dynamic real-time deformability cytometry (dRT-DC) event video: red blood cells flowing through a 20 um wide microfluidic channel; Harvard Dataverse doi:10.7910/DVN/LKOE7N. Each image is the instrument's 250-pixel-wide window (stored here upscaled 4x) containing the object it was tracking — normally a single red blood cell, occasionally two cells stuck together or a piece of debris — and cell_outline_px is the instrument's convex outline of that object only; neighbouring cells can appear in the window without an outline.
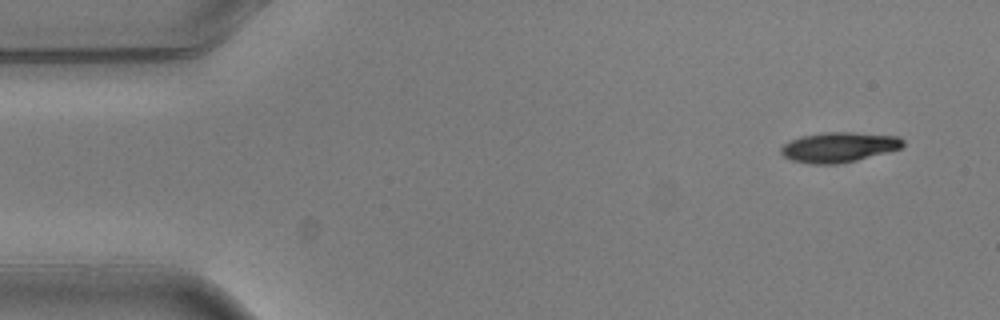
{"species": "common noctule bat (a hibernating species)", "species_latin": "Nyctalus noctula", "temperature_condition": "warm", "stored_images_in_passage": 4, "camera_frame_rate_fps": 3000, "um_per_image_px": 0.085, "animal": {"sex": "male", "body_mass_g": 20.5, "forearm_length_mm": 52.5}, "frame": {"image": 1, "passage_image": 1, "time_ms": 0.0, "image_size_px": [1000, 320], "cell_outline_px": [[904, 144], [900, 148], [856, 160], [836, 164], [812, 164], [792, 160], [784, 156], [780, 152], [780, 148], [784, 144], [800, 136], [824, 132], [852, 132], [900, 136], [904, 140]], "centroid_in_image_um": [71.29, 12.5], "position_along_channel_um": 13.7, "area_um2": 21.21}}
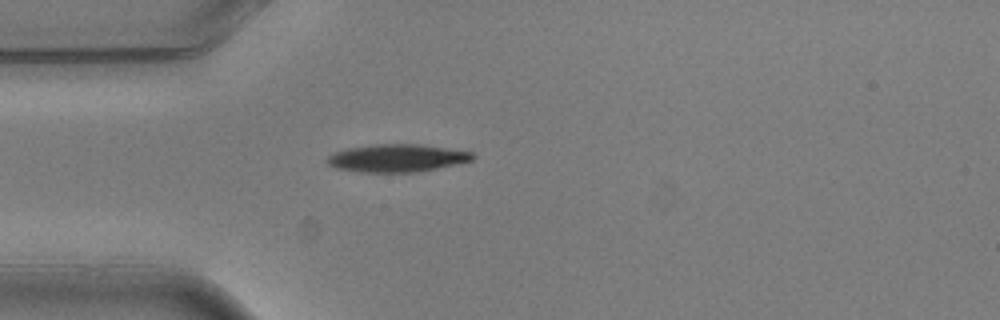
{"frame": {"image": 2, "passage_image": 4, "time_ms": 1.0, "image_size_px": [1000, 320], "cell_outline_px": [[476, 156], [472, 160], [460, 164], [416, 172], [360, 172], [336, 168], [328, 164], [324, 160], [328, 156], [336, 152], [348, 148], [376, 144], [420, 144], [472, 152]], "centroid_in_image_um": [33.76, 13.44], "position_along_channel_um": 51.2, "area_um2": 23.52}}